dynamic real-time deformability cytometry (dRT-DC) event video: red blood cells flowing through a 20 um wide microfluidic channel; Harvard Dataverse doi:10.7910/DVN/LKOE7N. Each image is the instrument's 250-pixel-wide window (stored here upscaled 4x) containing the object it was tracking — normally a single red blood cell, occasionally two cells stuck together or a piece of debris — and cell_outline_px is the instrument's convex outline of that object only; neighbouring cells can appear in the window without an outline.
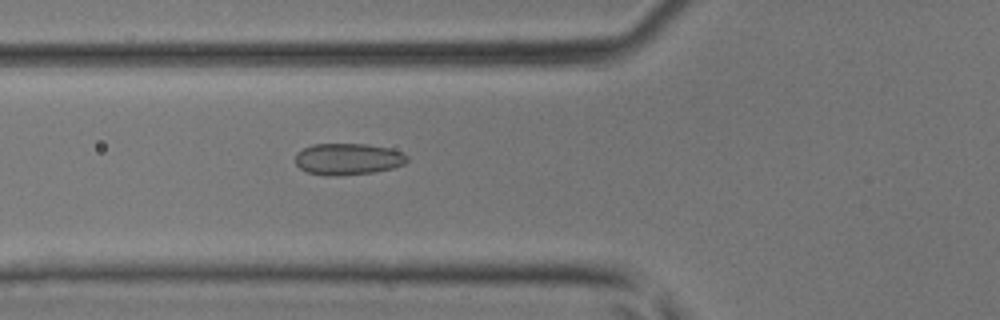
{"species": "common noctule bat (a hibernating species)", "species_latin": "Nyctalus noctula", "temperature_condition": "room temperature", "stored_images_in_passage": 45, "camera_frame_rate_fps": 3000, "um_per_image_px": 0.085, "animal": {"sex": "male", "body_mass_g": 17.9, "forearm_length_mm": 54.2}, "frame": {"image": 1, "passage_image": 17, "time_ms": 5.333, "image_size_px": [1000, 320], "cell_outline_px": [[408, 160], [404, 164], [392, 168], [372, 172], [336, 176], [328, 176], [308, 172], [300, 168], [296, 164], [296, 152], [312, 144], [368, 144], [392, 148], [404, 152], [408, 156]], "centroid_in_image_um": [29.6, 13.51], "position_along_channel_um": 96.2, "area_um2": 20.69}}
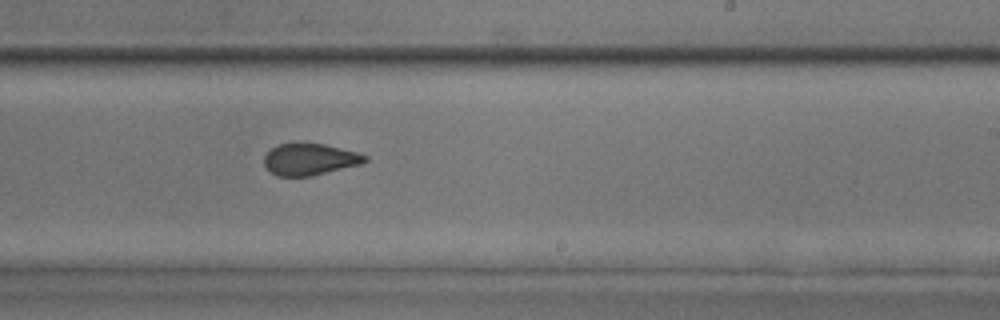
{"frame": {"image": 2, "passage_image": 28, "time_ms": 9.0, "image_size_px": [1000, 320], "cell_outline_px": [[368, 160], [364, 164], [308, 176], [276, 176], [264, 164], [264, 156], [272, 148], [280, 144], [324, 144], [356, 152], [368, 156]], "centroid_in_image_um": [26.37, 13.55], "position_along_channel_um": 262.6, "area_um2": 18.32}}
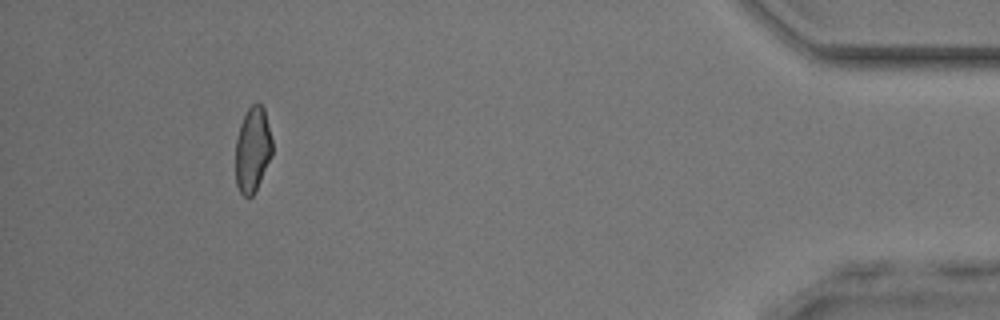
{"frame": {"image": 3, "passage_image": 42, "time_ms": 13.667, "image_size_px": [1000, 320], "cell_outline_px": [[272, 152], [260, 180], [252, 196], [244, 196], [240, 192], [236, 184], [236, 140], [240, 124], [248, 108], [252, 104], [260, 104], [264, 108], [272, 140]], "centroid_in_image_um": [21.46, 12.69], "position_along_channel_um": 413.7, "area_um2": 17.8}}